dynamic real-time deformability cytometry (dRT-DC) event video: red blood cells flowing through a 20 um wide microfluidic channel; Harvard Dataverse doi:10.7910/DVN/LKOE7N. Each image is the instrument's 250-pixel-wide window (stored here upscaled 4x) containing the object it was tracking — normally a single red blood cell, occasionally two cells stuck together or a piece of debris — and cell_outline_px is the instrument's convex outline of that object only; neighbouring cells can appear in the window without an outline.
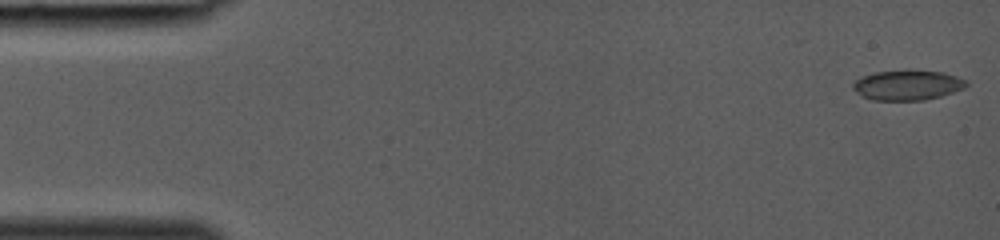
{"species": "common noctule bat (a hibernating species)", "species_latin": "Nyctalus noctula", "temperature_condition": "room temperature", "stored_images_in_passage": 18, "camera_frame_rate_fps": 3000, "um_per_image_px": 0.085, "animal": {"sex": "female", "body_mass_g": 19.0, "forearm_length_mm": 53.3}, "frame": {"image": 1, "passage_image": 1, "time_ms": 0.0, "image_size_px": [1000, 240], "cell_outline_px": [[968, 84], [964, 88], [940, 96], [924, 100], [872, 100], [860, 96], [852, 88], [852, 84], [856, 80], [864, 76], [876, 72], [944, 72], [968, 80]], "centroid_in_image_um": [77.13, 7.27], "position_along_channel_um": 7.9, "area_um2": 19.31}}
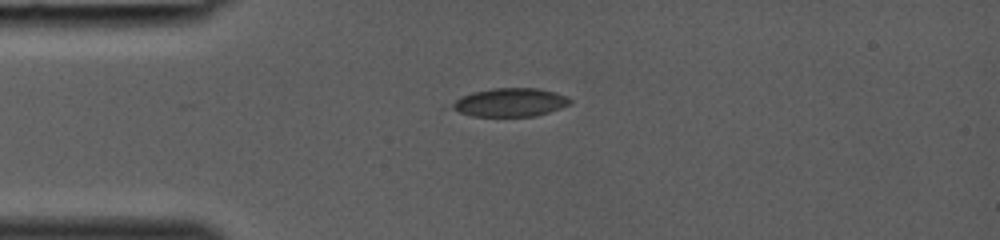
{"frame": {"image": 2, "passage_image": 10, "time_ms": 3.0, "image_size_px": [1000, 240], "cell_outline_px": [[572, 104], [536, 116], [472, 116], [440, 108], [460, 96], [472, 92], [492, 88], [540, 88], [556, 92], [572, 100]], "centroid_in_image_um": [43.21, 8.71], "position_along_channel_um": 41.8, "area_um2": 20.23}}